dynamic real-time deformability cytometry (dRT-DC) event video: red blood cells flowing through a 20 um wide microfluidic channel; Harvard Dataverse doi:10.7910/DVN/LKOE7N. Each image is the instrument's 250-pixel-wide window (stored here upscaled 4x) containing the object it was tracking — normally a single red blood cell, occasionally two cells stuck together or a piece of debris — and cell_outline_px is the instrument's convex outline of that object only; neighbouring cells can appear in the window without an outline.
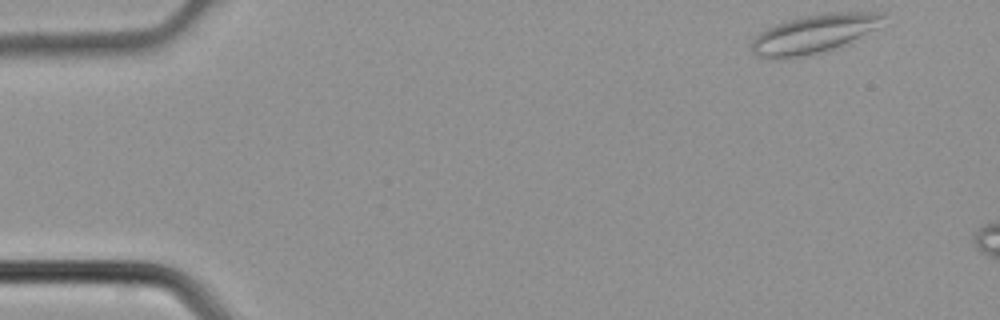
{"species": "common noctule bat (a hibernating species)", "species_latin": "Nyctalus noctula", "temperature_condition": "cold", "stored_images_in_passage": 4, "camera_frame_rate_fps": 3000, "um_per_image_px": 0.085, "animal": {"sex": "male", "body_mass_g": 21.5, "forearm_length_mm": 52.0}, "frame": {"image": 1, "passage_image": 1, "time_ms": 0.0, "image_size_px": [1000, 320], "cell_outline_px": [[884, 16], [876, 28], [840, 48], [812, 56], [784, 60], [772, 60], [756, 56], [752, 52], [752, 40], [760, 32], [776, 24], [788, 20], [804, 16], [828, 12], [884, 12]], "centroid_in_image_um": [69.14, 2.93], "position_along_channel_um": 15.9, "area_um2": 30.29}}